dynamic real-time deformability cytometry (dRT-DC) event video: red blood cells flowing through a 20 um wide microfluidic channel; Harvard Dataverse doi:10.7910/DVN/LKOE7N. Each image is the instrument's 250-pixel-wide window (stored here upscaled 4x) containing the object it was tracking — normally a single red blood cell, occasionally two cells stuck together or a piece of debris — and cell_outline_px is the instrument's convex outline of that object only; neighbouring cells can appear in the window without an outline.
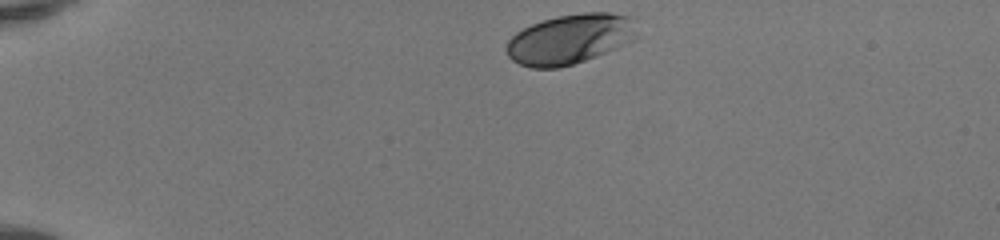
{"species": "human", "species_latin": "Homo sapiens", "temperature_condition": "room temperature", "stored_images_in_passage": 36, "camera_frame_rate_fps": 3000, "um_per_image_px": 0.085, "donor": {"sex": "female"}, "frame": {"image": 1, "passage_image": 1, "time_ms": 0.0, "image_size_px": [1000, 240], "cell_outline_px": [[640, 36], [628, 44], [596, 56], [572, 64], [556, 68], [532, 68], [520, 64], [512, 60], [508, 56], [504, 48], [508, 40], [516, 32], [532, 24], [556, 16], [584, 12], [608, 12], [632, 16]], "centroid_in_image_um": [48.49, 3.31], "position_along_channel_um": 36.5, "area_um2": 38.44}}
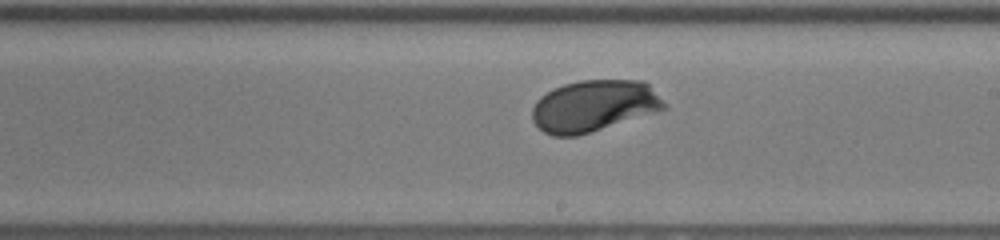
{"frame": {"image": 2, "passage_image": 21, "time_ms": 6.667, "image_size_px": [1000, 240], "cell_outline_px": [[668, 108], [656, 112], [576, 136], [552, 136], [544, 132], [532, 120], [532, 108], [536, 100], [540, 96], [552, 88], [564, 84], [580, 80], [644, 80], [668, 104]], "centroid_in_image_um": [50.48, 8.99], "position_along_channel_um": 238.5, "area_um2": 39.77}}
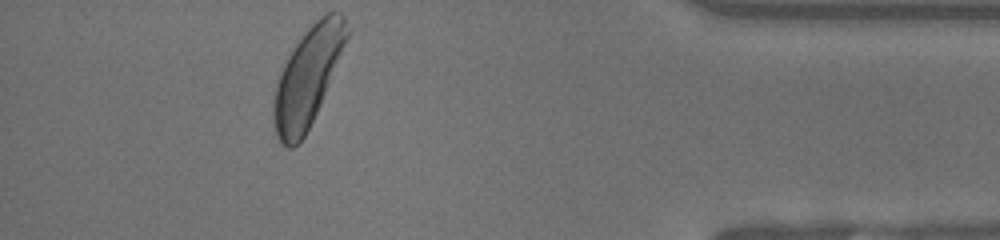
{"frame": {"image": 3, "passage_image": 36, "time_ms": 11.667, "image_size_px": [1000, 240], "cell_outline_px": [[352, 32], [320, 104], [304, 136], [292, 148], [288, 148], [280, 144], [276, 136], [272, 124], [272, 100], [276, 84], [284, 64], [288, 56], [304, 32], [320, 16], [328, 12], [340, 12], [344, 16], [352, 28]], "centroid_in_image_um": [26.17, 6.51], "position_along_channel_um": 409.0, "area_um2": 42.37}, "authors_computed_cell_mechanics": {"area_um2": 38.6104, "velocity_mm_per_s": 4.1088, "shape_relaxation_time_tau1_ms": 1.8469, "shape_relaxation_time_tau2_ms": null, "deformation_change_tau1": 0.1336, "deformation_change_tau2": null}}